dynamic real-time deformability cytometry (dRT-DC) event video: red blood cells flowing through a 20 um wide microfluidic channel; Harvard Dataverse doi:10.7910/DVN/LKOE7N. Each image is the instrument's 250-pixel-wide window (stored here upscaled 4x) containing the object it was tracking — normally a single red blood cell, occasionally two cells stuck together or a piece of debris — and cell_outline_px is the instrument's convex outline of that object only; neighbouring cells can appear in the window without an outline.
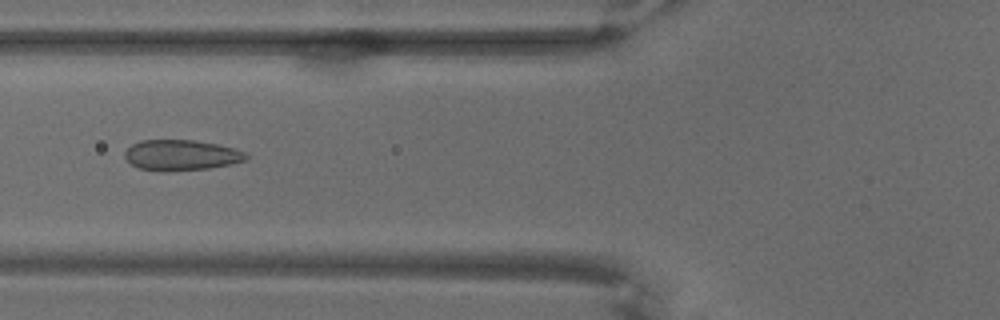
{"species": "common noctule bat (a hibernating species)", "species_latin": "Nyctalus noctula", "temperature_condition": "warm", "stored_images_in_passage": 68, "camera_frame_rate_fps": 3000, "um_per_image_px": 0.085, "animal": {"sex": "male", "body_mass_g": 18.8}, "frame": {"image": 1, "passage_image": 27, "time_ms": 8.667, "image_size_px": [1000, 320], "cell_outline_px": [[248, 160], [232, 164], [208, 168], [164, 172], [140, 168], [132, 164], [124, 156], [124, 152], [132, 144], [140, 140], [192, 140], [216, 144], [236, 148], [244, 152], [248, 156]], "centroid_in_image_um": [15.42, 13.19], "position_along_channel_um": 110.4, "area_um2": 21.68}}
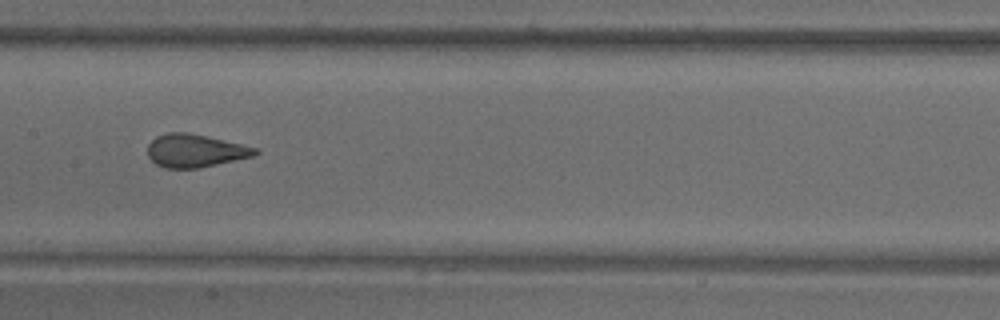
{"frame": {"image": 2, "passage_image": 35, "time_ms": 11.333, "image_size_px": [1000, 320], "cell_outline_px": [[260, 152], [256, 156], [196, 168], [164, 168], [156, 164], [148, 156], [148, 144], [156, 136], [168, 132], [188, 132], [260, 148]], "centroid_in_image_um": [16.62, 12.8], "position_along_channel_um": 190.8, "area_um2": 20.75}}
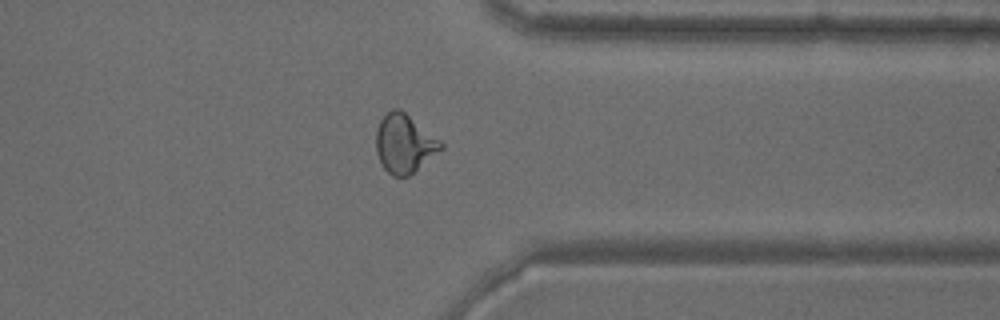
{"frame": {"image": 3, "passage_image": 54, "time_ms": 17.667, "image_size_px": [1000, 320], "cell_outline_px": [[444, 148], [408, 176], [392, 176], [384, 168], [376, 152], [376, 128], [380, 120], [392, 108], [400, 108], [440, 140], [444, 144]], "centroid_in_image_um": [34.36, 12.19], "position_along_channel_um": 377.0, "area_um2": 22.02}}